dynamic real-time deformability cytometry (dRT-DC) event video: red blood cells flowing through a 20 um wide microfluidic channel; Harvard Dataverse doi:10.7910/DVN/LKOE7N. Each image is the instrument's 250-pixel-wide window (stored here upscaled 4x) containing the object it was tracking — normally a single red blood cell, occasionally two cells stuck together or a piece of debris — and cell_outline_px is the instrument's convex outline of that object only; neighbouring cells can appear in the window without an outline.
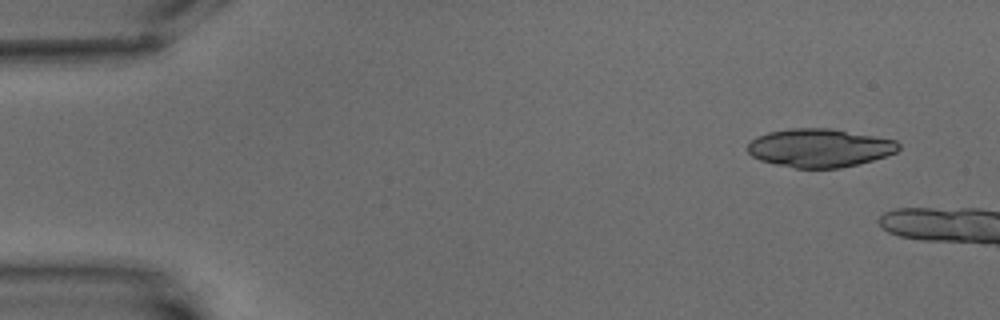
{"species": "common noctule bat (a hibernating species)", "species_latin": "Nyctalus noctula", "temperature_condition": "warm", "stored_images_in_passage": 2, "camera_frame_rate_fps": 3000, "um_per_image_px": 0.085, "animal": {"sex": "male", "body_mass_g": 15.6}, "frame": {"image": 1, "passage_image": 1, "time_ms": 0.0, "image_size_px": [1000, 320], "cell_outline_px": [[900, 148], [896, 152], [872, 160], [840, 168], [796, 168], [776, 164], [760, 160], [752, 156], [744, 148], [756, 136], [768, 132], [792, 128], [828, 128], [896, 140], [900, 144]], "centroid_in_image_um": [69.62, 12.57], "position_along_channel_um": 15.4, "area_um2": 33.64}}